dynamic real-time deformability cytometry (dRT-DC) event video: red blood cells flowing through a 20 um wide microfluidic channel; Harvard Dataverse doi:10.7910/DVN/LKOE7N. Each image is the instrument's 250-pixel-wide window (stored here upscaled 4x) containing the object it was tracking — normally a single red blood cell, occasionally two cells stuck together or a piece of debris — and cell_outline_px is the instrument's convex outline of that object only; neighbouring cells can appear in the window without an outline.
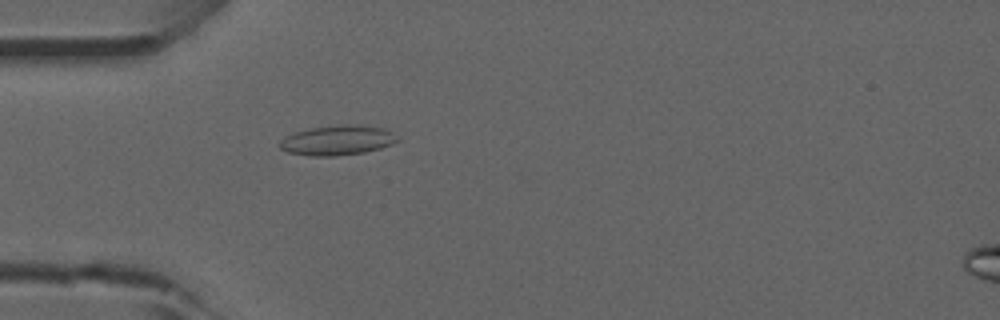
{"species": "common noctule bat (a hibernating species)", "species_latin": "Nyctalus noctula", "temperature_condition": "room temperature", "stored_images_in_passage": 53, "camera_frame_rate_fps": 3000, "um_per_image_px": 0.085, "animal": {"sex": "male", "forearm_length_mm": 52.5}, "frame": {"image": 1, "passage_image": 16, "time_ms": 5.0, "image_size_px": [1000, 320], "cell_outline_px": [[400, 140], [392, 144], [380, 148], [364, 152], [336, 156], [312, 156], [288, 152], [280, 148], [280, 140], [284, 136], [296, 132], [312, 128], [344, 124], [356, 124], [384, 128], [400, 136]], "centroid_in_image_um": [28.73, 11.92], "position_along_channel_um": 56.3, "area_um2": 20.52}}
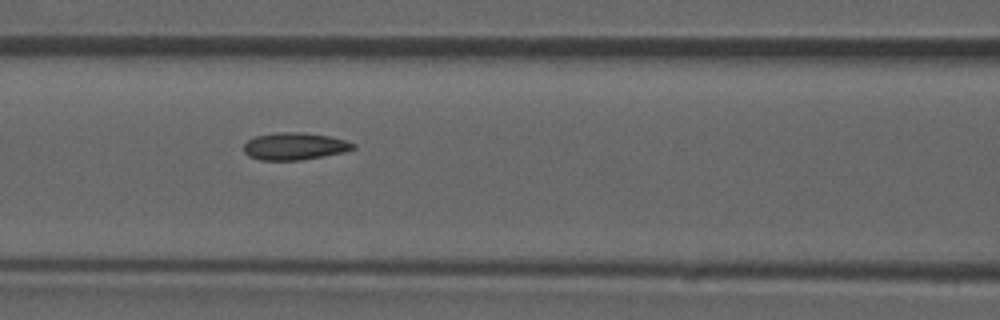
{"frame": {"image": 2, "passage_image": 23, "time_ms": 7.333, "image_size_px": [1000, 320], "cell_outline_px": [[356, 148], [344, 152], [300, 160], [260, 160], [248, 156], [244, 152], [244, 144], [252, 136], [276, 132], [304, 132], [332, 136], [356, 144]], "centroid_in_image_um": [25.03, 12.42], "position_along_channel_um": 141.6, "area_um2": 17.57}, "authors_computed_cell_mechanics": {"area_um2": 16.9932, "velocity_mm_per_s": 3.8799, "shape_relaxation_time_tau1_ms": null, "shape_relaxation_time_tau2_ms": 2.4187, "deformation_change_tau1": null, "deformation_change_tau2": 0.0801}}